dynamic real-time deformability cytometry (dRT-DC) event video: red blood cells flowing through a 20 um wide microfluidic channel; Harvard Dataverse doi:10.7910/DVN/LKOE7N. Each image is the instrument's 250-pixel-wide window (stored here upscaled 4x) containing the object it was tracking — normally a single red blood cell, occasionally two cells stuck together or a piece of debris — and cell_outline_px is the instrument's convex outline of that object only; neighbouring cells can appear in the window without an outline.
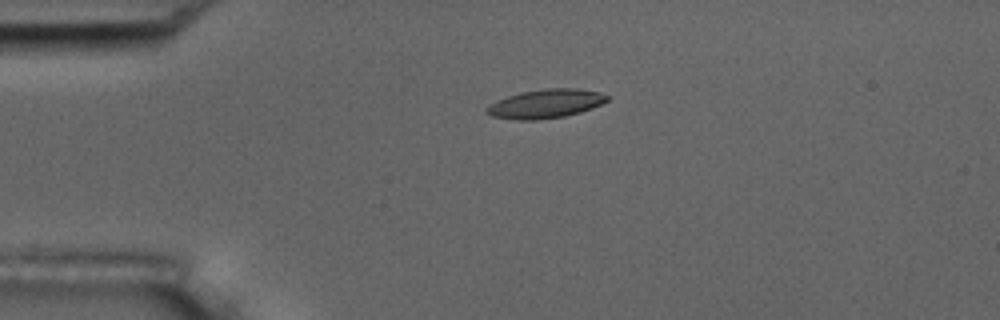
{"species": "common noctule bat (a hibernating species)", "species_latin": "Nyctalus noctula", "temperature_condition": "room temperature", "stored_images_in_passage": 2, "camera_frame_rate_fps": 3000, "um_per_image_px": 0.085, "animal": {"sex": "male", "body_mass_g": 17.5, "forearm_length_mm": 52.3}, "frame": {"image": 1, "passage_image": 1, "time_ms": 0.0, "image_size_px": [1000, 320], "cell_outline_px": [[608, 100], [592, 108], [580, 112], [564, 116], [536, 120], [516, 120], [492, 116], [484, 112], [484, 108], [488, 104], [496, 100], [520, 92], [544, 88], [576, 88], [600, 92], [608, 96]], "centroid_in_image_um": [46.32, 8.81], "position_along_channel_um": 38.7, "area_um2": 20.4}}